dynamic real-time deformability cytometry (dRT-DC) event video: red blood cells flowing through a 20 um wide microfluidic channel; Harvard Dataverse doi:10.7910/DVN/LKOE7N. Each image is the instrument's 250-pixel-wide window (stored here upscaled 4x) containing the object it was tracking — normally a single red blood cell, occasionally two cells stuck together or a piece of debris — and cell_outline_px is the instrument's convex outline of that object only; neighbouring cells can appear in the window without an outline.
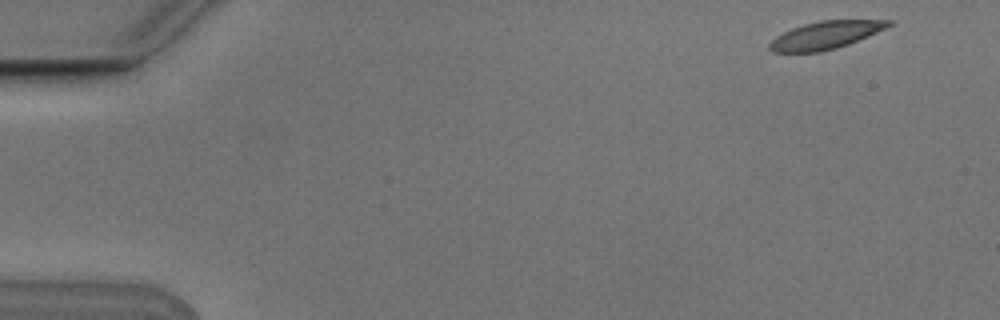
{"species": "Egyptian fruit bat (a non-hibernating species)", "species_latin": "Rousettus aegyptiacus", "temperature_condition": "cold", "stored_images_in_passage": 5, "camera_frame_rate_fps": 3000, "um_per_image_px": 0.085, "animal": {"sex": "male"}, "frame": {"image": 1, "passage_image": 1, "time_ms": 0.0, "image_size_px": [1000, 320], "cell_outline_px": [[892, 24], [868, 36], [848, 44], [836, 48], [820, 52], [772, 52], [768, 48], [768, 44], [776, 36], [792, 28], [804, 24], [820, 20], [892, 20]], "centroid_in_image_um": [70.13, 2.99], "position_along_channel_um": 14.9, "area_um2": 19.02}}
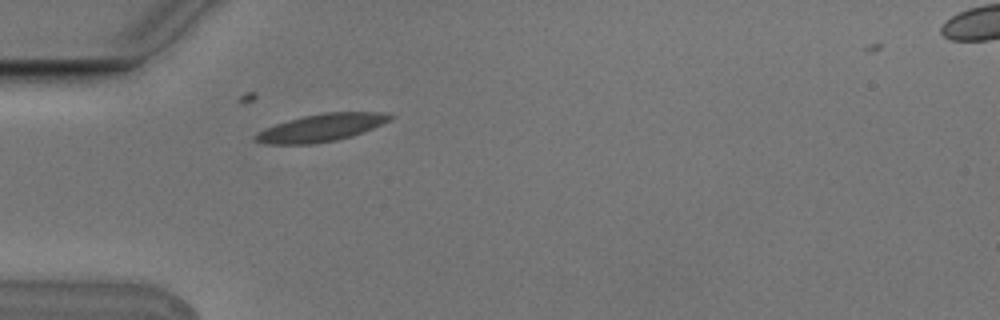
{"frame": {"image": 2, "passage_image": 4, "time_ms": 1.0, "image_size_px": [1000, 320], "cell_outline_px": [[396, 116], [392, 120], [352, 136], [336, 140], [312, 144], [264, 144], [252, 140], [252, 136], [264, 128], [288, 120], [304, 116], [324, 112], [384, 112]], "centroid_in_image_um": [27.29, 10.85], "position_along_channel_um": 57.7, "area_um2": 21.73}}